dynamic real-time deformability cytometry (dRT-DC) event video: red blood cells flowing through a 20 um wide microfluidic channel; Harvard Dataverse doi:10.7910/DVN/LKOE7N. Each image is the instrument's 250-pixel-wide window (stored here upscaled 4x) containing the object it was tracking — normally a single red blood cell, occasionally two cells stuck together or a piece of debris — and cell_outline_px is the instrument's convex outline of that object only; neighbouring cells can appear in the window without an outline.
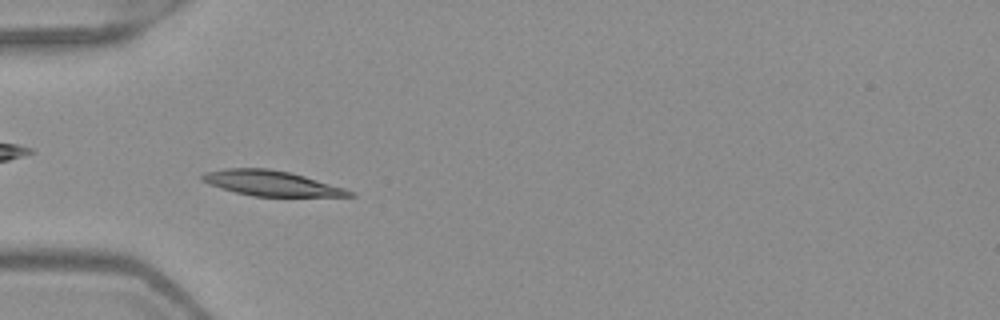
{"species": "Egyptian fruit bat (a non-hibernating species)", "species_latin": "Rousettus aegyptiacus", "temperature_condition": "warm", "stored_images_in_passage": 49, "camera_frame_rate_fps": 3000, "um_per_image_px": 0.085, "frame": {"image": 1, "passage_image": 14, "time_ms": 4.333, "image_size_px": [1000, 320], "cell_outline_px": [[356, 196], [252, 196], [236, 192], [208, 184], [200, 180], [200, 176], [204, 172], [224, 168], [268, 168], [292, 172], [344, 188], [356, 192]], "centroid_in_image_um": [23.04, 15.56], "position_along_channel_um": 62.0, "area_um2": 21.68}}
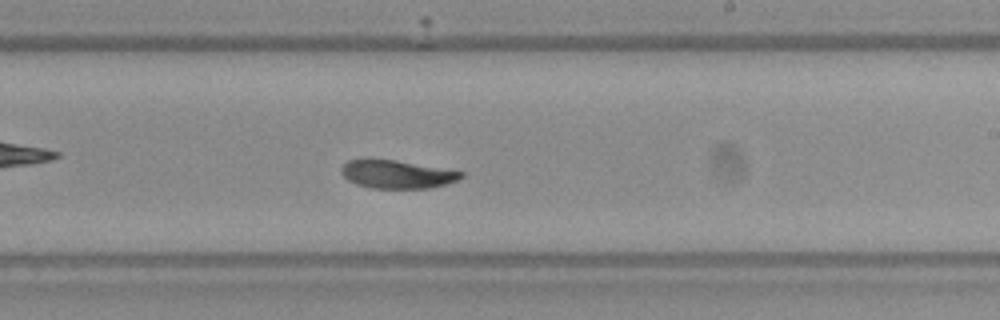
{"frame": {"image": 2, "passage_image": 29, "time_ms": 9.333, "image_size_px": [1000, 320], "cell_outline_px": [[464, 176], [448, 184], [428, 188], [372, 188], [356, 184], [348, 180], [340, 172], [340, 168], [348, 160], [364, 156], [396, 160], [464, 172]], "centroid_in_image_um": [33.66, 14.78], "position_along_channel_um": 255.3, "area_um2": 20.11}}
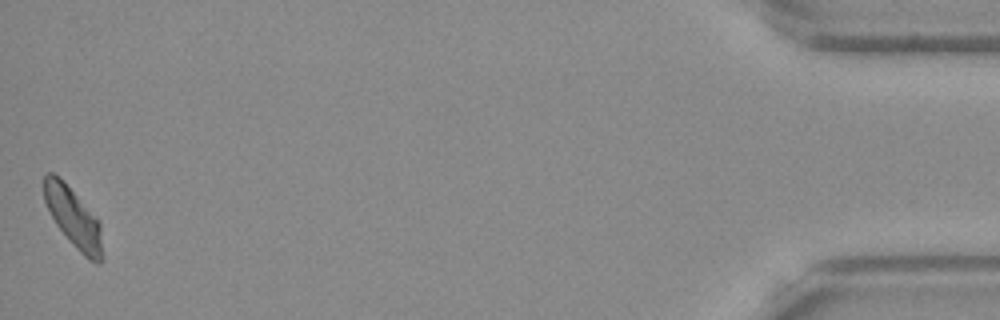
{"frame": {"image": 3, "passage_image": 49, "time_ms": 16.0, "image_size_px": [1000, 320], "cell_outline_px": [[104, 260], [100, 264], [96, 264], [88, 260], [72, 244], [56, 224], [44, 200], [44, 176], [48, 172], [52, 172], [60, 176], [100, 220]], "centroid_in_image_um": [6.29, 18.52], "position_along_channel_um": 428.9, "area_um2": 20.69}, "authors_computed_cell_mechanics": {"area_um2": 20.9814, "velocity_mm_per_s": 3.9514, "shape_relaxation_time_tau1_ms": 3.2401, "shape_relaxation_time_tau2_ms": 3.3029, "deformation_change_tau1": 0.1379, "deformation_change_tau2": 0.0783}}